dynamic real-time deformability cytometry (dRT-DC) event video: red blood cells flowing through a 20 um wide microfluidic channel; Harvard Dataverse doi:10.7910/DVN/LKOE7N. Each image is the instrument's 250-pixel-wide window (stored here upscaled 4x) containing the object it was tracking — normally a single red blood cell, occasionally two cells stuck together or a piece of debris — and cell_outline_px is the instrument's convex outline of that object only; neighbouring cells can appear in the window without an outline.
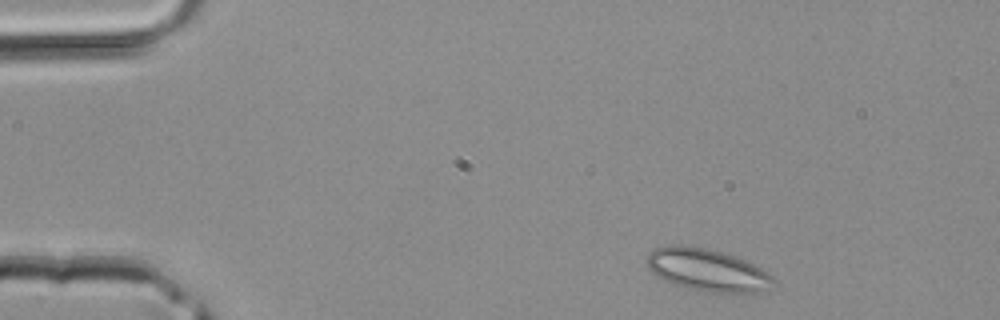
{"species": "common noctule bat (a hibernating species)", "species_latin": "Nyctalus noctula", "temperature_condition": "room temperature", "stored_images_in_passage": 38, "camera_frame_rate_fps": 3000, "um_per_image_px": 0.085, "animal": {"sex": "male", "body_mass_g": 20.4}, "frame": {"image": 1, "passage_image": 2, "time_ms": 0.333, "image_size_px": [1000, 320], "cell_outline_px": [[776, 280], [764, 288], [756, 292], [704, 292], [672, 284], [656, 276], [648, 268], [648, 256], [656, 248], [668, 244], [684, 244], [708, 248], [744, 260], [768, 272]], "centroid_in_image_um": [60.05, 22.93], "position_along_channel_um": 24.9, "area_um2": 30.87}}
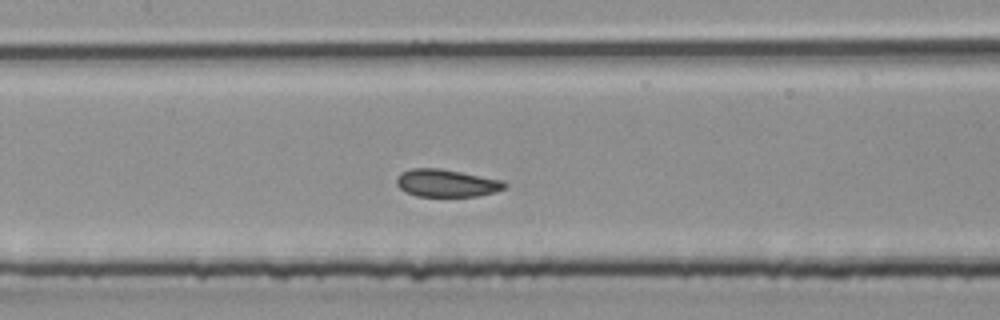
{"frame": {"image": 2, "passage_image": 16, "time_ms": 5.0, "image_size_px": [1000, 320], "cell_outline_px": [[508, 188], [496, 192], [480, 196], [416, 196], [400, 188], [396, 184], [396, 176], [400, 172], [412, 168], [440, 168], [504, 180], [508, 184]], "centroid_in_image_um": [38.0, 15.56], "position_along_channel_um": 169.4, "area_um2": 17.63}}
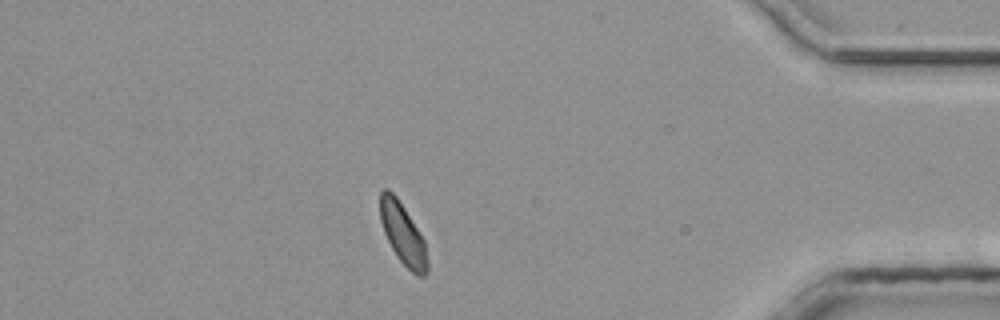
{"frame": {"image": 3, "passage_image": 33, "time_ms": 10.667, "image_size_px": [1000, 320], "cell_outline_px": [[428, 272], [424, 276], [416, 276], [396, 256], [384, 232], [380, 220], [380, 192], [384, 188], [388, 188], [396, 196], [404, 208], [424, 240], [428, 260]], "centroid_in_image_um": [34.24, 19.89], "position_along_channel_um": 401.0, "area_um2": 16.7}}